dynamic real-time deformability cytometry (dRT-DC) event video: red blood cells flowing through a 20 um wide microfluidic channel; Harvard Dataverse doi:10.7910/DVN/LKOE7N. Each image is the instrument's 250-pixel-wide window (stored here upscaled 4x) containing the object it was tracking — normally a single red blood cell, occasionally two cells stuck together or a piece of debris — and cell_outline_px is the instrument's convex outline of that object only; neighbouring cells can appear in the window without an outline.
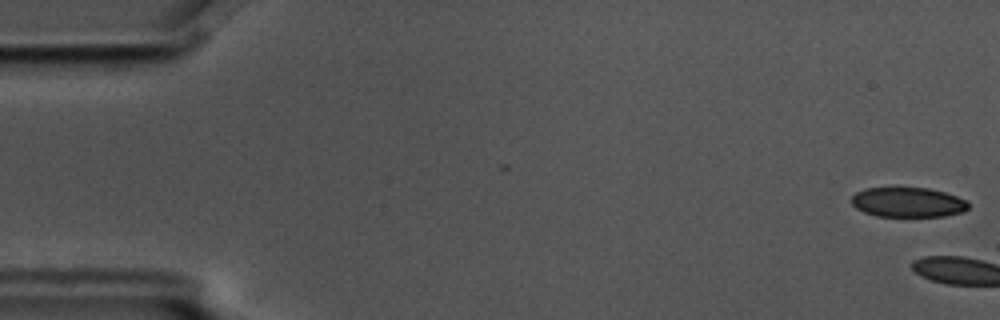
{"species": "common noctule bat (a hibernating species)", "species_latin": "Nyctalus noctula", "temperature_condition": "cold", "stored_images_in_passage": 2, "camera_frame_rate_fps": 3000, "um_per_image_px": 0.085, "animal": {"sex": "male", "body_mass_g": 17.5, "forearm_length_mm": 52.3}, "frame": {"image": 1, "passage_image": 2, "time_ms": 0.333, "image_size_px": [1000, 320], "cell_outline_px": [[968, 208], [964, 212], [944, 216], [876, 216], [864, 212], [856, 208], [852, 204], [852, 196], [856, 192], [864, 188], [928, 188], [944, 192], [968, 200]], "centroid_in_image_um": [77.18, 17.19], "position_along_channel_um": 7.8, "area_um2": 20.29}}